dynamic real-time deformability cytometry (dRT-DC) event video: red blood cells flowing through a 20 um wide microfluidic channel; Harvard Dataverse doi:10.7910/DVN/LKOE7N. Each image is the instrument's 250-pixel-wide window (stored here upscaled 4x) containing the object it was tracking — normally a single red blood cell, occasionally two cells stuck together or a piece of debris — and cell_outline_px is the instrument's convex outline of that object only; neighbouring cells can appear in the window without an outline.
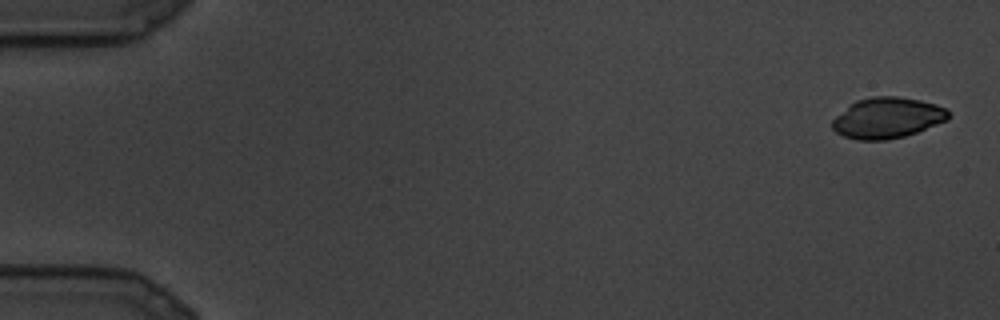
{"species": "common noctule bat (a hibernating species)", "species_latin": "Nyctalus noctula", "temperature_condition": "cold", "stored_images_in_passage": 26, "camera_frame_rate_fps": 3000, "um_per_image_px": 0.085, "animal": {"sex": "male", "body_mass_g": 19.5, "forearm_length_mm": 54.6}, "frame": {"image": 1, "passage_image": 1, "time_ms": 0.0, "image_size_px": [1000, 320], "cell_outline_px": [[948, 120], [916, 132], [904, 136], [884, 140], [856, 140], [844, 136], [836, 132], [832, 128], [832, 120], [848, 104], [856, 100], [872, 96], [896, 96], [920, 100], [936, 104], [944, 108], [948, 112]], "centroid_in_image_um": [75.38, 10.01], "position_along_channel_um": 9.6, "area_um2": 27.57}}
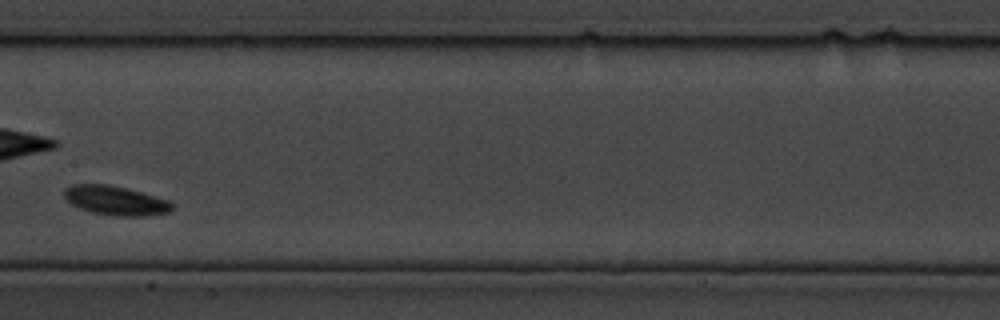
{"frame": {"image": 2, "passage_image": 15, "time_ms": 4.667, "image_size_px": [1000, 320], "cell_outline_px": [[172, 208], [168, 212], [144, 216], [116, 216], [92, 212], [80, 208], [72, 204], [64, 196], [64, 188], [72, 184], [108, 184], [140, 192], [168, 200], [172, 204]], "centroid_in_image_um": [9.78, 17.04], "position_along_channel_um": 197.6, "area_um2": 18.09}}
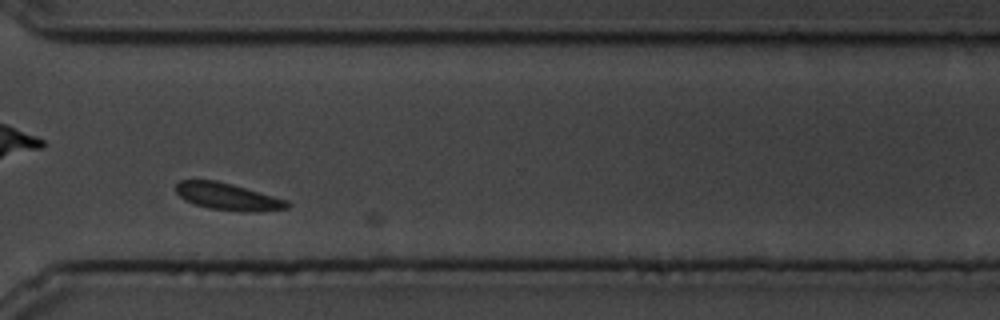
{"frame": {"image": 3, "passage_image": 21, "time_ms": 6.667, "image_size_px": [1000, 320], "cell_outline_px": [[292, 204], [288, 208], [260, 212], [244, 212], [212, 208], [196, 204], [184, 200], [176, 192], [176, 184], [180, 180], [216, 180], [232, 184], [288, 200]], "centroid_in_image_um": [19.41, 16.71], "position_along_channel_um": 351.2, "area_um2": 17.51}}